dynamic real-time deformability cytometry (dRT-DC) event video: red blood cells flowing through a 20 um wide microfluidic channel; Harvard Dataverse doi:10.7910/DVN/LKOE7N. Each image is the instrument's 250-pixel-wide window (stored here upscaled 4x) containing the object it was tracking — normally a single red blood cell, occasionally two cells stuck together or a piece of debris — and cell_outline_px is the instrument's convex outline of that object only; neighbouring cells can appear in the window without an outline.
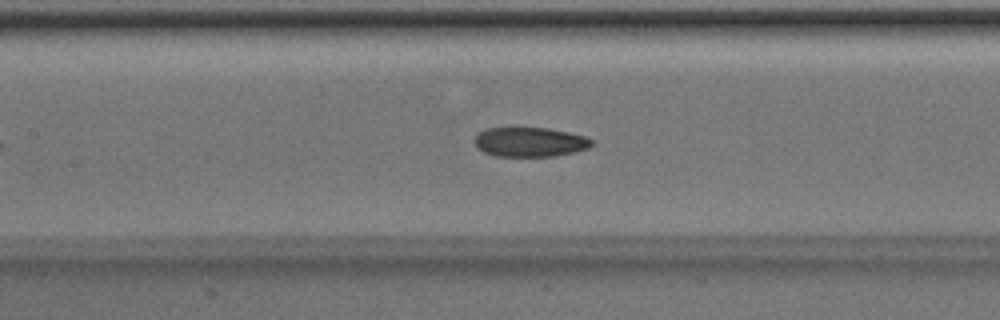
{"species": "Egyptian fruit bat (a non-hibernating species)", "species_latin": "Rousettus aegyptiacus", "temperature_condition": "room temperature", "stored_images_in_passage": 41, "camera_frame_rate_fps": 3000, "um_per_image_px": 0.085, "animal": {"sex": "male"}, "frame": {"image": 1, "passage_image": 17, "time_ms": 5.333, "image_size_px": [1000, 320], "cell_outline_px": [[596, 140], [588, 148], [556, 156], [496, 156], [484, 152], [476, 144], [476, 136], [480, 132], [488, 128], [548, 128], [568, 132], [584, 136]], "centroid_in_image_um": [45.09, 12.07], "position_along_channel_um": 162.3, "area_um2": 19.88}}
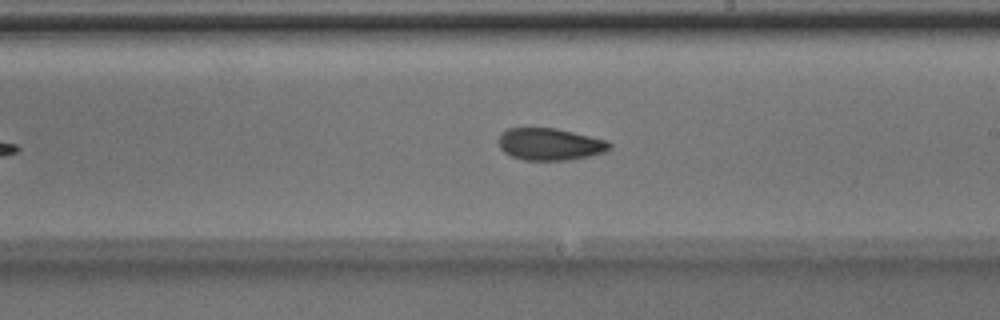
{"frame": {"image": 2, "passage_image": 23, "time_ms": 7.333, "image_size_px": [1000, 320], "cell_outline_px": [[612, 148], [604, 152], [588, 156], [568, 160], [524, 160], [512, 156], [504, 152], [500, 148], [500, 136], [508, 128], [556, 128], [608, 140], [612, 144]], "centroid_in_image_um": [46.79, 12.26], "position_along_channel_um": 242.2, "area_um2": 20.63}}
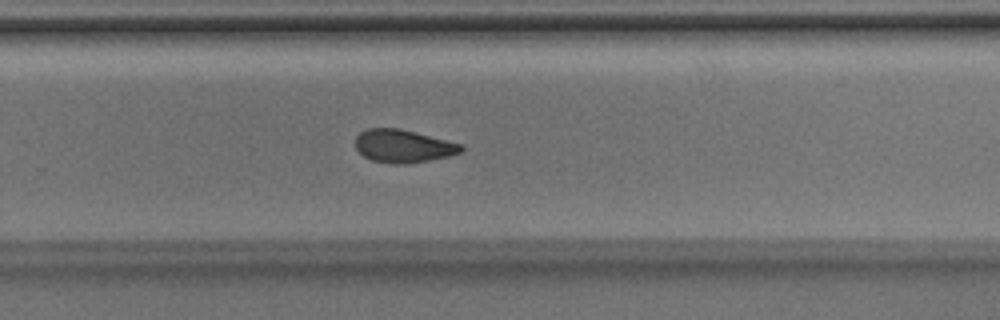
{"frame": {"image": 3, "passage_image": 27, "time_ms": 8.667, "image_size_px": [1000, 320], "cell_outline_px": [[464, 152], [448, 156], [408, 164], [392, 164], [372, 160], [364, 156], [356, 148], [356, 136], [360, 132], [368, 128], [400, 128], [464, 144]], "centroid_in_image_um": [34.31, 12.41], "position_along_channel_um": 295.5, "area_um2": 20.46}, "authors_computed_cell_mechanics": {"area_um2": 21.097, "velocity_mm_per_s": 4.0132, "shape_relaxation_time_tau1_ms": 5.7929, "shape_relaxation_time_tau2_ms": 3.2492, "deformation_change_tau1": 0.1368, "deformation_change_tau2": 0.0884}}